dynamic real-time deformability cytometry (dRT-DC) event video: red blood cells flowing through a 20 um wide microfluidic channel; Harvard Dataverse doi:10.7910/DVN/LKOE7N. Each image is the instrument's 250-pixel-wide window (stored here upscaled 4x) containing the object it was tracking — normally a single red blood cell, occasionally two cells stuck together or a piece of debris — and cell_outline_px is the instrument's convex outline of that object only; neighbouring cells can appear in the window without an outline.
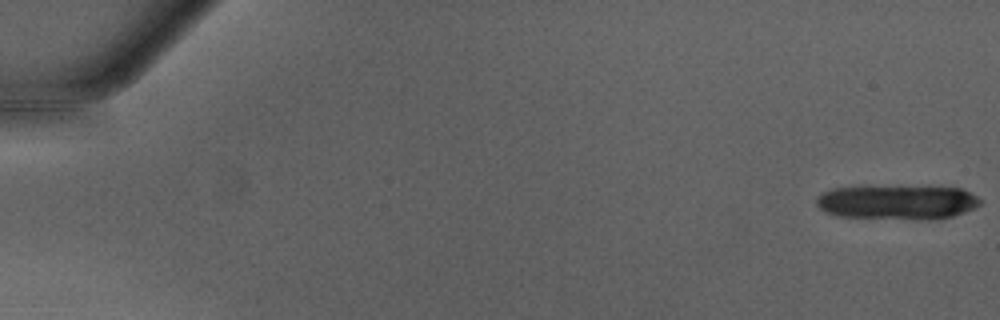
{"species": "Egyptian fruit bat (a non-hibernating species)", "species_latin": "Rousettus aegyptiacus", "temperature_condition": "warm", "stored_images_in_passage": 20, "camera_frame_rate_fps": 3000, "um_per_image_px": 0.085, "animal": {"sex": "male"}, "frame": {"image": 1, "passage_image": 1, "time_ms": 0.0, "image_size_px": [1000, 320], "cell_outline_px": [[980, 204], [964, 212], [952, 216], [928, 220], [916, 220], [840, 216], [828, 212], [820, 208], [816, 204], [816, 196], [832, 188], [864, 184], [928, 184], [960, 188], [976, 196], [980, 200]], "centroid_in_image_um": [76.25, 17.11], "position_along_channel_um": 8.8, "area_um2": 34.62}}